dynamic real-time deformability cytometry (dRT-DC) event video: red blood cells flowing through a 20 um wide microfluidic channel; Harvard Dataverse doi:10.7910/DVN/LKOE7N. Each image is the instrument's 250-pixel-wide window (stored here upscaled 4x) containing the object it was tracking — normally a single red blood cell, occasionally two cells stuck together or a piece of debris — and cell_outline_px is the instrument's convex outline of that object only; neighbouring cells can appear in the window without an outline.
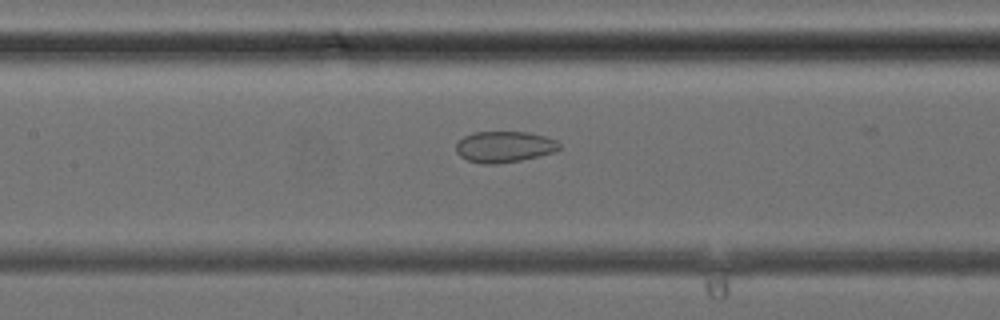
{"species": "common noctule bat (a hibernating species)", "species_latin": "Nyctalus noctula", "temperature_condition": "cold", "stored_images_in_passage": 16, "camera_frame_rate_fps": 3000, "um_per_image_px": 0.085, "animal": {"sex": "female", "body_mass_g": 24.6, "forearm_length_mm": 56.2}, "frame": {"image": 1, "passage_image": 8, "time_ms": 2.333, "image_size_px": [1000, 320], "cell_outline_px": [[560, 148], [552, 152], [520, 160], [496, 164], [480, 164], [468, 160], [460, 156], [456, 152], [456, 144], [464, 136], [476, 132], [528, 132], [544, 136], [556, 140], [560, 144]], "centroid_in_image_um": [42.84, 12.48], "position_along_channel_um": 164.6, "area_um2": 18.55}}
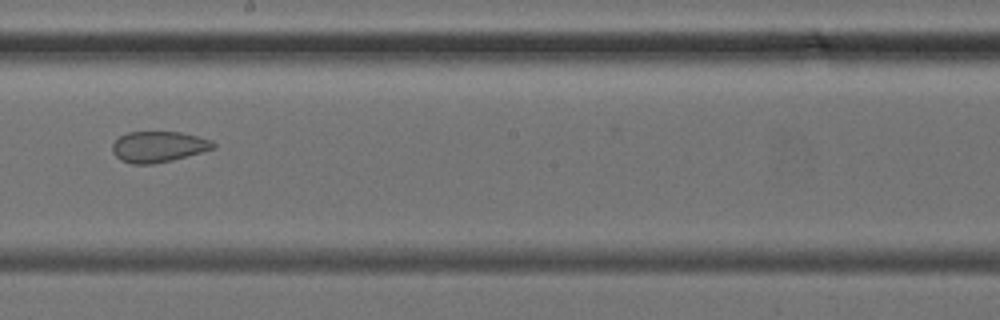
{"frame": {"image": 2, "passage_image": 12, "time_ms": 3.667, "image_size_px": [1000, 320], "cell_outline_px": [[216, 148], [172, 160], [152, 164], [132, 164], [120, 160], [112, 152], [112, 144], [120, 136], [128, 132], [180, 132], [212, 140], [216, 144]], "centroid_in_image_um": [13.46, 12.47], "position_along_channel_um": 234.7, "area_um2": 18.15}}
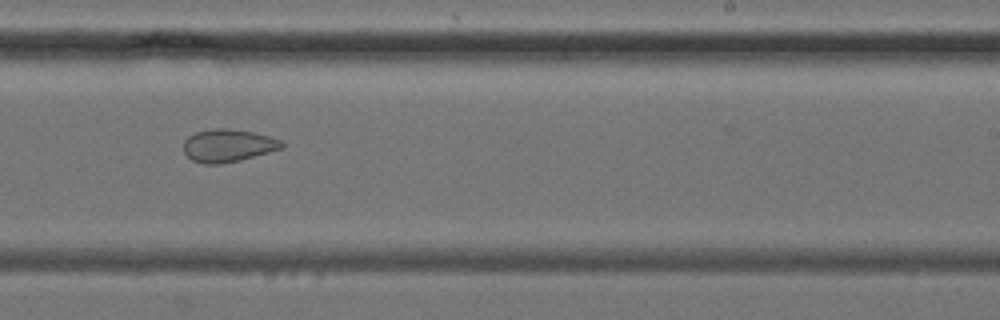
{"frame": {"image": 3, "passage_image": 14, "time_ms": 4.333, "image_size_px": [1000, 320], "cell_outline_px": [[284, 148], [240, 160], [220, 164], [204, 164], [192, 160], [184, 152], [184, 140], [188, 136], [196, 132], [212, 128], [228, 128], [252, 132], [268, 136], [280, 140], [284, 144]], "centroid_in_image_um": [19.37, 12.37], "position_along_channel_um": 269.6, "area_um2": 18.73}}